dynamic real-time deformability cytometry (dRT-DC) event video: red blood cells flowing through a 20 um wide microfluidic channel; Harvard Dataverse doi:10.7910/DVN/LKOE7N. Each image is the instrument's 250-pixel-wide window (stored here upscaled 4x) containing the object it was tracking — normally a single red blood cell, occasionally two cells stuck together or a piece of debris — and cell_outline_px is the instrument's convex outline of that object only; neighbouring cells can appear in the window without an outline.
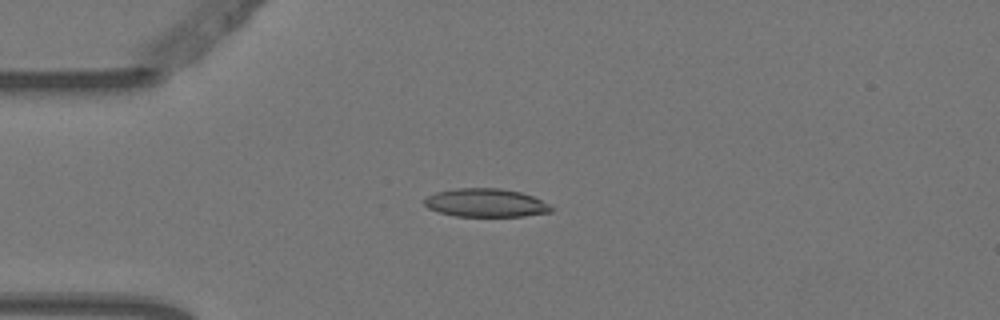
{"species": "Egyptian fruit bat (a non-hibernating species)", "species_latin": "Rousettus aegyptiacus", "temperature_condition": "warm", "stored_images_in_passage": 5, "camera_frame_rate_fps": 3000, "um_per_image_px": 0.085, "animal": {"sex": "female"}, "frame": {"image": 1, "passage_image": 3, "time_ms": 0.667, "image_size_px": [1000, 320], "cell_outline_px": [[556, 208], [552, 212], [524, 216], [456, 216], [440, 212], [428, 208], [424, 204], [424, 200], [428, 196], [436, 192], [456, 188], [500, 188], [520, 192], [532, 196]], "centroid_in_image_um": [41.31, 17.24], "position_along_channel_um": 43.7, "area_um2": 20.92}}
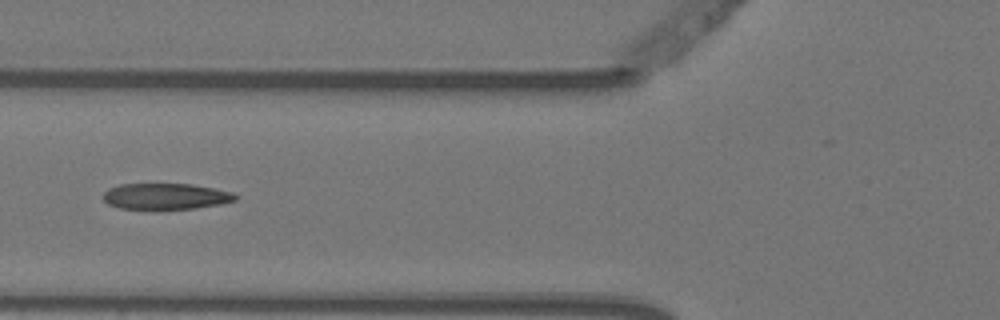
{"frame": {"image": 2, "passage_image": 5, "time_ms": 1.333, "image_size_px": [1000, 320], "cell_outline_px": [[240, 196], [236, 200], [220, 204], [196, 208], [164, 212], [160, 212], [120, 208], [108, 204], [104, 200], [104, 192], [108, 188], [120, 184], [192, 184], [232, 192]], "centroid_in_image_um": [14.08, 16.73], "position_along_channel_um": 111.7, "area_um2": 20.98}}